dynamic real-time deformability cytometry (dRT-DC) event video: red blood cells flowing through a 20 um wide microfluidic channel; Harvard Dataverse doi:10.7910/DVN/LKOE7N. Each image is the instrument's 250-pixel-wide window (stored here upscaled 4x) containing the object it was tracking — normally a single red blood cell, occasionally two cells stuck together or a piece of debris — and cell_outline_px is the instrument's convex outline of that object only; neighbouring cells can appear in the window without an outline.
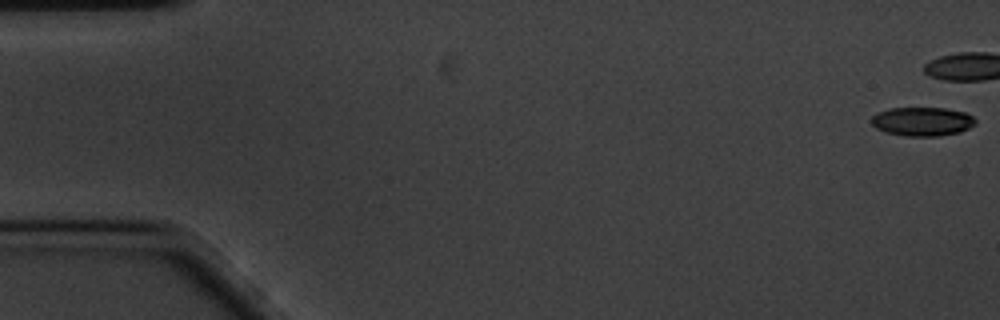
{"species": "common noctule bat (a hibernating species)", "species_latin": "Nyctalus noctula", "temperature_condition": "cold", "stored_images_in_passage": 11, "camera_frame_rate_fps": 3000, "um_per_image_px": 0.085, "animal": {"sex": "male", "body_mass_g": 20.1, "forearm_length_mm": 53.5}, "frame": {"image": 1, "passage_image": 1, "time_ms": 0.0, "image_size_px": [1000, 320], "cell_outline_px": [[976, 124], [960, 132], [940, 136], [904, 136], [888, 132], [876, 128], [872, 124], [872, 116], [888, 108], [944, 108], [964, 112], [972, 116], [976, 120]], "centroid_in_image_um": [78.42, 10.33], "position_along_channel_um": 6.6, "area_um2": 17.4}}